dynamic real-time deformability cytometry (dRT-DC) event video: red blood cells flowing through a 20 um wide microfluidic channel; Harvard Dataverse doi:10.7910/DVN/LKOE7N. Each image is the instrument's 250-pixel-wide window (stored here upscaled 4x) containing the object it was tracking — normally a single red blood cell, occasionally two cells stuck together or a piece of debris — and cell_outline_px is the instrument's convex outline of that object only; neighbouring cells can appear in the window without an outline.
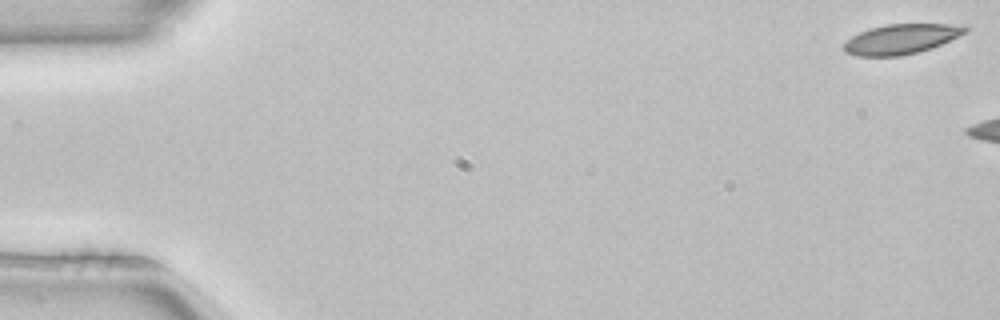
{"species": "common noctule bat (a hibernating species)", "species_latin": "Nyctalus noctula", "temperature_condition": "room temperature", "stored_images_in_passage": 3, "camera_frame_rate_fps": 3000, "um_per_image_px": 0.085, "animal": {"sex": "female", "body_mass_g": 22.7, "forearm_length_mm": 54.2}, "frame": {"image": 1, "passage_image": 1, "time_ms": 0.0, "image_size_px": [1000, 320], "cell_outline_px": [[972, 28], [968, 32], [940, 44], [916, 52], [900, 56], [856, 56], [844, 52], [844, 44], [852, 36], [860, 32], [872, 28], [888, 24], [948, 24]], "centroid_in_image_um": [76.59, 3.32], "position_along_channel_um": 8.4, "area_um2": 20.81}}